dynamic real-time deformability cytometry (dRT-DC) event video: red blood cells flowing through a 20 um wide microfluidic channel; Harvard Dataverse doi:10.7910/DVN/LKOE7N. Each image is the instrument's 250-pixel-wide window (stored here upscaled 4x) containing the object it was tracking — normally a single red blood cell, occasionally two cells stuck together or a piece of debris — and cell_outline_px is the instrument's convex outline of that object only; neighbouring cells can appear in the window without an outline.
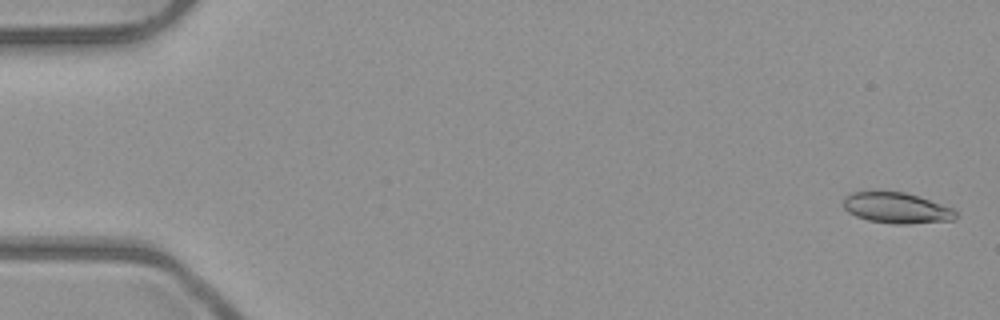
{"species": "common noctule bat (a hibernating species)", "species_latin": "Nyctalus noctula", "temperature_condition": "room temperature", "stored_images_in_passage": 53, "camera_frame_rate_fps": 3000, "um_per_image_px": 0.085, "animal": {"sex": "male", "body_mass_g": 23.1, "forearm_length_mm": 52.7}, "frame": {"image": 1, "passage_image": 2, "time_ms": 0.333, "image_size_px": [1000, 320], "cell_outline_px": [[956, 220], [904, 224], [896, 224], [868, 220], [856, 216], [848, 212], [844, 208], [844, 196], [852, 192], [904, 192], [952, 208], [956, 212]], "centroid_in_image_um": [76.19, 17.69], "position_along_channel_um": 8.8, "area_um2": 19.83}}
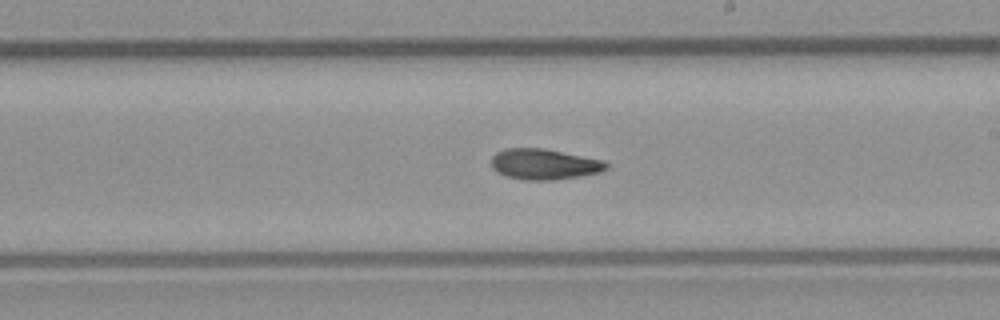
{"frame": {"image": 2, "passage_image": 31, "time_ms": 10.0, "image_size_px": [1000, 320], "cell_outline_px": [[608, 168], [600, 172], [580, 176], [556, 180], [524, 180], [508, 176], [496, 172], [492, 168], [492, 156], [496, 152], [508, 148], [544, 148], [604, 160], [608, 164]], "centroid_in_image_um": [46.27, 13.96], "position_along_channel_um": 242.7, "area_um2": 20.63}}
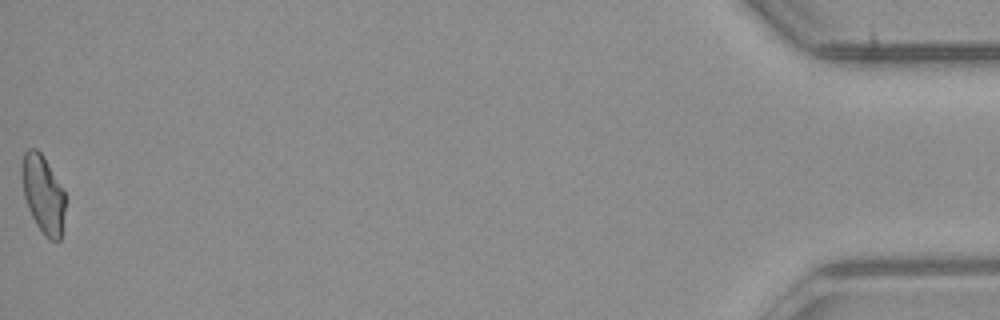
{"frame": {"image": 3, "passage_image": 53, "time_ms": 17.333, "image_size_px": [1000, 320], "cell_outline_px": [[64, 208], [60, 240], [48, 240], [44, 236], [36, 224], [28, 208], [24, 196], [20, 176], [20, 168], [24, 152], [28, 148], [36, 148], [40, 152], [64, 192]], "centroid_in_image_um": [3.61, 16.5], "position_along_channel_um": 431.6, "area_um2": 19.48}, "authors_computed_cell_mechanics": {"area_um2": 20.1722, "velocity_mm_per_s": 3.9836, "shape_relaxation_time_tau1_ms": 8.1627, "shape_relaxation_time_tau2_ms": 7.6553, "deformation_change_tau1": 0.201, "deformation_change_tau2": 0.1491}}